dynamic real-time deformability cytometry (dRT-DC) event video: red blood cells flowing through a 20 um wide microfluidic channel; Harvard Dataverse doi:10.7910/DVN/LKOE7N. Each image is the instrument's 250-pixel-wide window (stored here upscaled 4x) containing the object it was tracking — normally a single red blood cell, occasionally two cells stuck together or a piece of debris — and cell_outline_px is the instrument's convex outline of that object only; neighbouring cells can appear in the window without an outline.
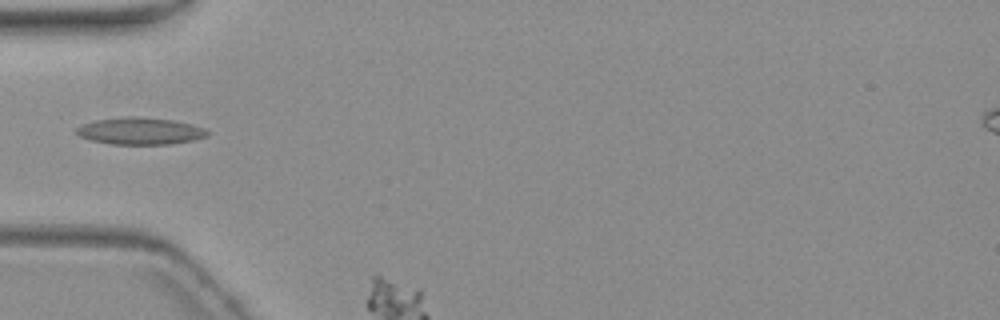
{"species": "common noctule bat (a hibernating species)", "species_latin": "Nyctalus noctula", "temperature_condition": "warm", "stored_images_in_passage": 6, "segment_of_instrument_passage": [1, 2], "camera_frame_rate_fps": 3000, "um_per_image_px": 0.085, "animal": {"sex": "female", "body_mass_g": 19.3, "forearm_length_mm": 54.1}, "frame": {"image": 1, "passage_image": 5, "time_ms": 4.667, "image_size_px": [1000, 320], "cell_outline_px": [[208, 136], [192, 140], [172, 144], [112, 144], [92, 140], [80, 136], [76, 132], [76, 128], [84, 124], [96, 120], [124, 116], [136, 116], [172, 120], [192, 124], [204, 128], [208, 132]], "centroid_in_image_um": [11.93, 11.13], "position_along_channel_um": 73.1, "area_um2": 20.46}}